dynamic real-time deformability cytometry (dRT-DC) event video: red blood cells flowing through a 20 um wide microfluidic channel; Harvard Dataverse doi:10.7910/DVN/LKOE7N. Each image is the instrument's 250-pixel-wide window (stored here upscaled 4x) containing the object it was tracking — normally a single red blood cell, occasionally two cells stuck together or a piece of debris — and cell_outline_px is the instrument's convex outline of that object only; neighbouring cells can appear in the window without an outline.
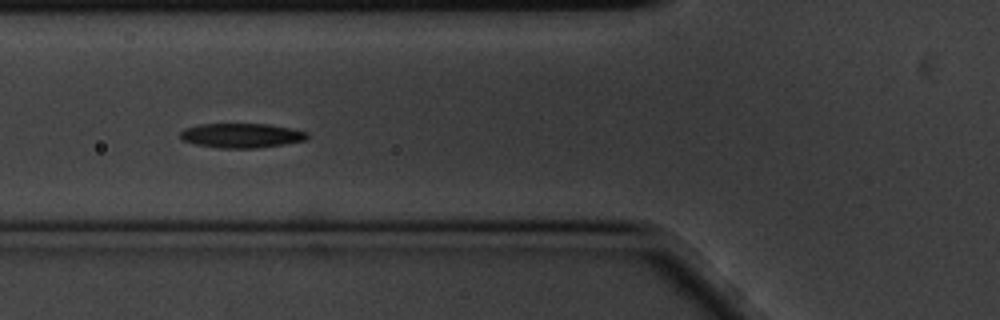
{"species": "common noctule bat (a hibernating species)", "species_latin": "Nyctalus noctula", "temperature_condition": "cold", "stored_images_in_passage": 23, "camera_frame_rate_fps": 3000, "um_per_image_px": 0.085, "animal": {"sex": "male", "body_mass_g": 20.1, "forearm_length_mm": 53.5}, "frame": {"image": 1, "passage_image": 10, "time_ms": 3.0, "image_size_px": [1000, 320], "cell_outline_px": [[308, 136], [304, 140], [284, 144], [256, 148], [220, 148], [196, 144], [184, 140], [180, 136], [180, 132], [184, 128], [200, 124], [268, 124], [292, 128], [308, 132]], "centroid_in_image_um": [20.53, 11.51], "position_along_channel_um": 105.3, "area_um2": 18.03}}
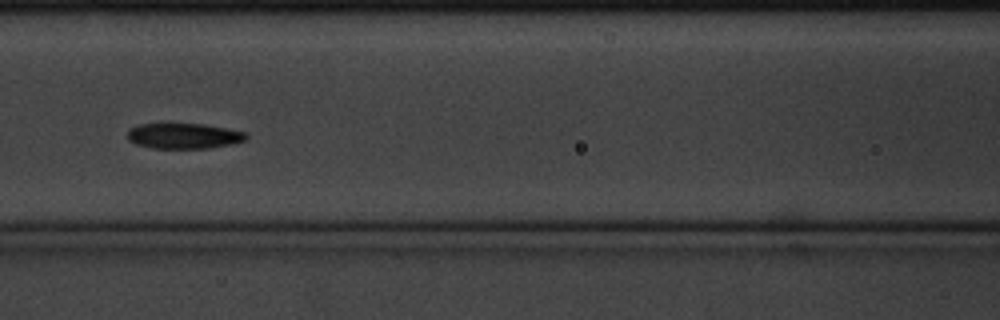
{"frame": {"image": 2, "passage_image": 14, "time_ms": 4.333, "image_size_px": [1000, 320], "cell_outline_px": [[248, 136], [244, 140], [232, 144], [208, 148], [152, 148], [136, 144], [128, 140], [128, 128], [140, 124], [164, 120], [204, 124], [244, 132]], "centroid_in_image_um": [15.52, 11.5], "position_along_channel_um": 151.1, "area_um2": 18.38}}